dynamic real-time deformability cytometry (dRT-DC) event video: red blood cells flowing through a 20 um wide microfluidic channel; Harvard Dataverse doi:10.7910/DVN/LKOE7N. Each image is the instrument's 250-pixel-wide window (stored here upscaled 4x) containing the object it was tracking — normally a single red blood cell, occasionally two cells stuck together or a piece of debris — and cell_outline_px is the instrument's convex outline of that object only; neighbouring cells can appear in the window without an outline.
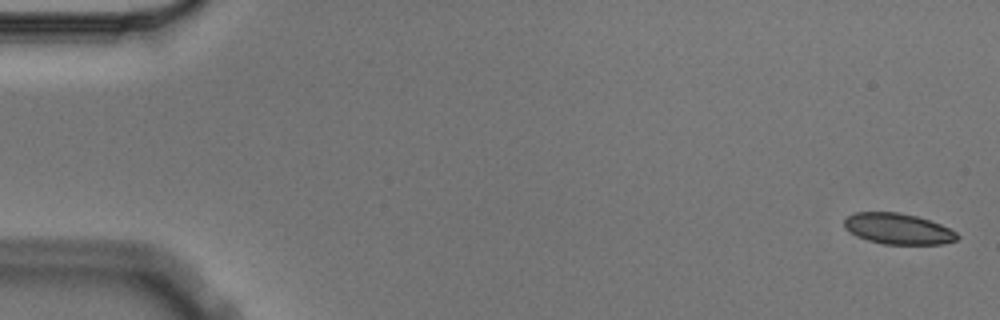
{"species": "Egyptian fruit bat (a non-hibernating species)", "species_latin": "Rousettus aegyptiacus", "temperature_condition": "cold", "stored_images_in_passage": 5, "camera_frame_rate_fps": 3000, "um_per_image_px": 0.085, "animal": {"sex": "male"}, "frame": {"image": 1, "passage_image": 1, "time_ms": 0.0, "image_size_px": [1000, 320], "cell_outline_px": [[960, 236], [956, 240], [944, 244], [884, 244], [868, 240], [844, 228], [844, 220], [848, 216], [856, 212], [900, 212], [916, 216], [940, 224], [956, 232]], "centroid_in_image_um": [76.35, 19.44], "position_along_channel_um": 8.6, "area_um2": 20.11}}
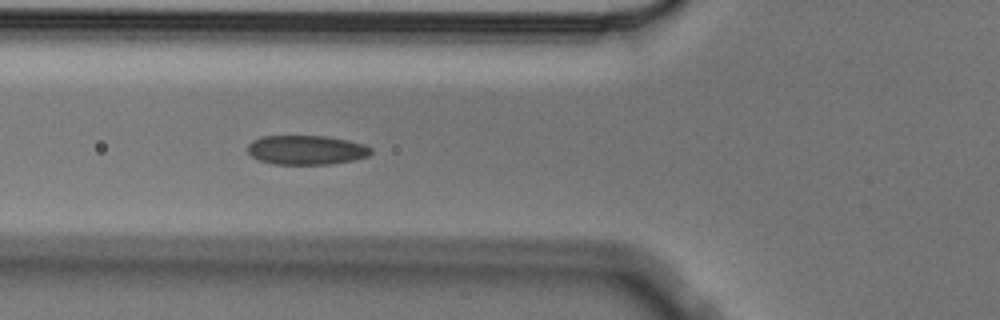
{"frame": {"image": 2, "passage_image": 5, "time_ms": 1.333, "image_size_px": [1000, 320], "cell_outline_px": [[372, 152], [368, 156], [356, 160], [332, 164], [272, 164], [260, 160], [252, 156], [248, 152], [248, 144], [252, 140], [264, 136], [324, 136], [348, 140], [364, 144], [372, 148]], "centroid_in_image_um": [26.07, 12.75], "position_along_channel_um": 99.7, "area_um2": 21.15}}